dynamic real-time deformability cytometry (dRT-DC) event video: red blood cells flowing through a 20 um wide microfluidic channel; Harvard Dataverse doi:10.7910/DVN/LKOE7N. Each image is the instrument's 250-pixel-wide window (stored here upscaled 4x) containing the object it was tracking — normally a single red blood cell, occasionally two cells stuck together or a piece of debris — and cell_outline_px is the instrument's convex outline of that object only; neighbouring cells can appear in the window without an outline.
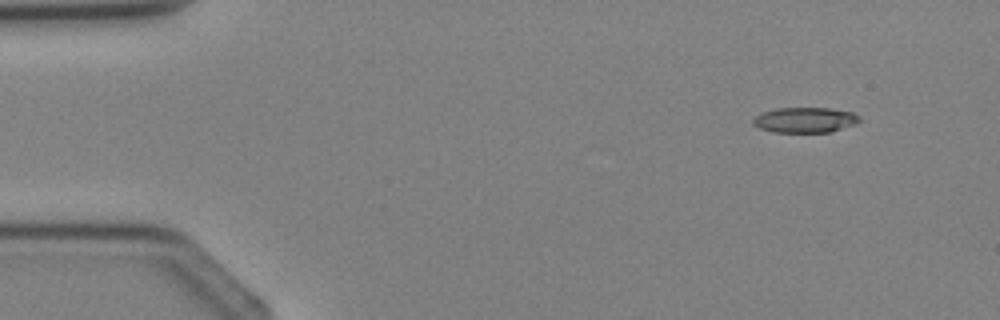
{"species": "Egyptian fruit bat (a non-hibernating species)", "species_latin": "Rousettus aegyptiacus", "temperature_condition": "cold", "stored_images_in_passage": 3, "camera_frame_rate_fps": 3000, "um_per_image_px": 0.085, "animal": {"sex": "female"}, "frame": {"image": 1, "passage_image": 1, "time_ms": 0.0, "image_size_px": [1000, 320], "cell_outline_px": [[860, 120], [856, 124], [832, 132], [772, 132], [760, 128], [752, 124], [752, 120], [760, 112], [776, 108], [828, 108], [852, 112], [860, 116]], "centroid_in_image_um": [68.42, 10.2], "position_along_channel_um": 16.6, "area_um2": 15.84}}
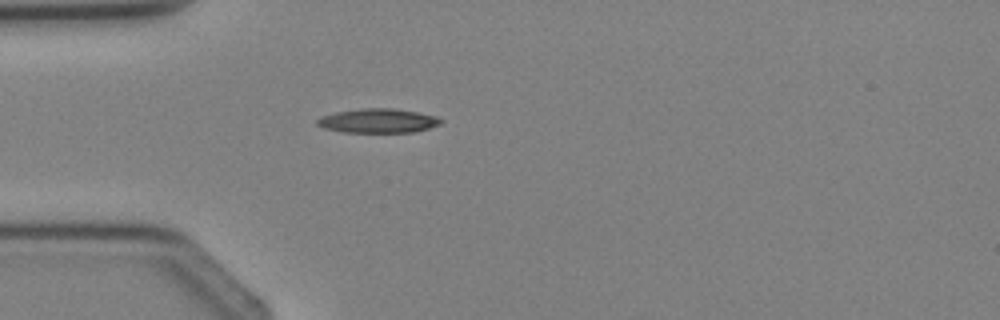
{"frame": {"image": 2, "passage_image": 3, "time_ms": 2.333, "image_size_px": [1000, 320], "cell_outline_px": [[444, 120], [440, 124], [428, 128], [412, 132], [344, 132], [324, 128], [316, 124], [316, 120], [324, 116], [336, 112], [364, 108], [392, 108], [416, 112], [436, 116]], "centroid_in_image_um": [32.15, 10.26], "position_along_channel_um": 52.9, "area_um2": 17.22}}